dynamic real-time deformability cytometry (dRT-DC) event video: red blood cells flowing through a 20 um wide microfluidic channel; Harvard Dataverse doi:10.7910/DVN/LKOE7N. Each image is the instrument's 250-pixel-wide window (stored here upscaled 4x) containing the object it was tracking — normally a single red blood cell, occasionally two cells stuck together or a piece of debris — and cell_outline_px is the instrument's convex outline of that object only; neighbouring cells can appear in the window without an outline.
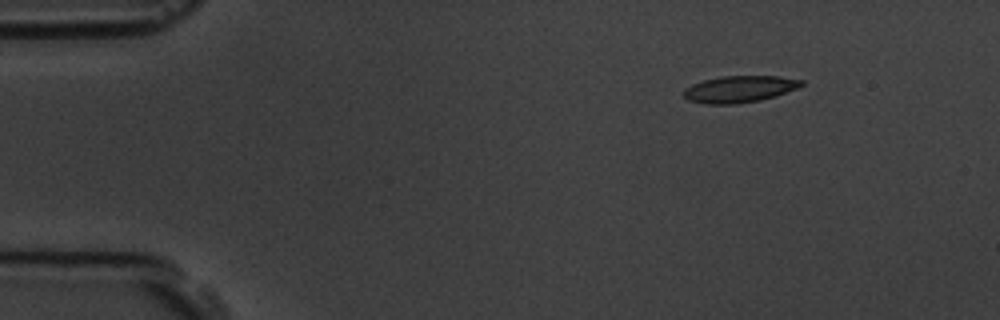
{"species": "common noctule bat (a hibernating species)", "species_latin": "Nyctalus noctula", "temperature_condition": "room temperature", "stored_images_in_passage": 4, "camera_frame_rate_fps": 3000, "um_per_image_px": 0.085, "animal": {"sex": "male", "body_mass_g": 19.5, "forearm_length_mm": 54.6}, "frame": {"image": 1, "passage_image": 2, "time_ms": 1.333, "image_size_px": [1000, 320], "cell_outline_px": [[804, 84], [800, 88], [776, 96], [760, 100], [736, 104], [704, 104], [688, 100], [684, 96], [684, 88], [692, 84], [704, 80], [720, 76], [780, 76], [804, 80]], "centroid_in_image_um": [62.89, 7.57], "position_along_channel_um": 22.1, "area_um2": 18.55}}